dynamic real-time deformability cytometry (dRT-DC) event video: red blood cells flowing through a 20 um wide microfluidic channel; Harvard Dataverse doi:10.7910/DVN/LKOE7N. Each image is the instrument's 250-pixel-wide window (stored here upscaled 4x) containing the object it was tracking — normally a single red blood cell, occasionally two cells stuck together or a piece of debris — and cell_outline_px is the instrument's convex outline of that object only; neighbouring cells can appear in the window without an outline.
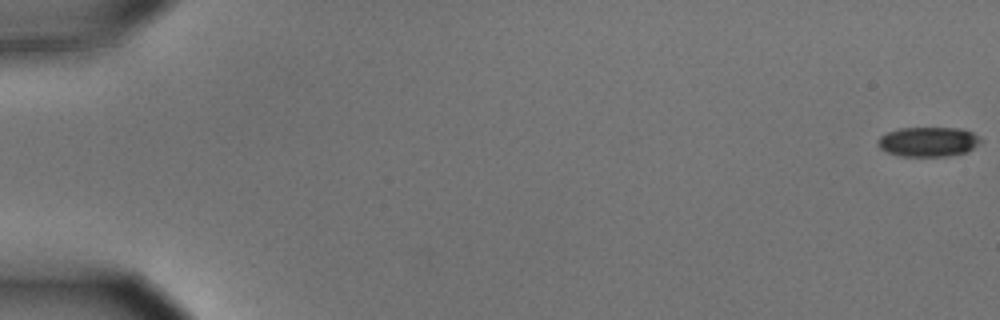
{"species": "common noctule bat (a hibernating species)", "species_latin": "Nyctalus noctula", "temperature_condition": "cold", "stored_images_in_passage": 57, "camera_frame_rate_fps": 3000, "um_per_image_px": 0.085, "animal": {"sex": "male", "body_mass_g": 15.6}, "frame": {"image": 1, "passage_image": 1, "time_ms": 0.0, "image_size_px": [1000, 320], "cell_outline_px": [[980, 140], [968, 152], [948, 156], [900, 156], [888, 152], [880, 148], [876, 144], [876, 140], [880, 136], [888, 132], [900, 128], [960, 128], [972, 132], [980, 136]], "centroid_in_image_um": [78.87, 12.05], "position_along_channel_um": 6.1, "area_um2": 17.74}}
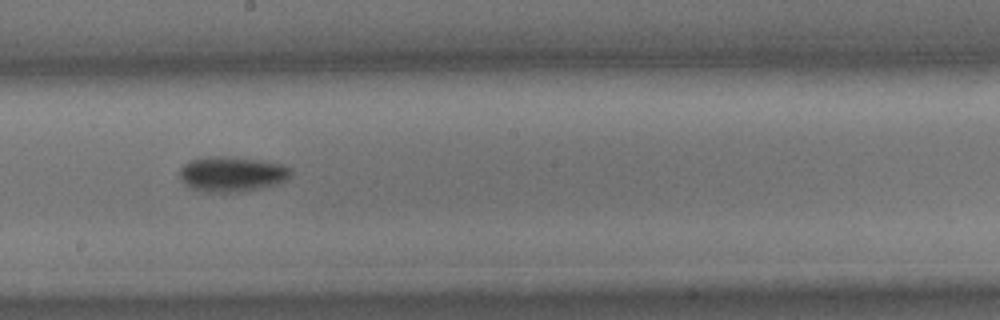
{"frame": {"image": 2, "passage_image": 33, "time_ms": 10.667, "image_size_px": [1000, 320], "cell_outline_px": [[292, 172], [284, 180], [276, 184], [244, 192], [208, 192], [192, 188], [184, 184], [180, 176], [180, 168], [188, 160], [208, 156], [224, 156], [264, 160], [284, 164], [292, 168]], "centroid_in_image_um": [19.72, 14.78], "position_along_channel_um": 228.5, "area_um2": 23.0}}
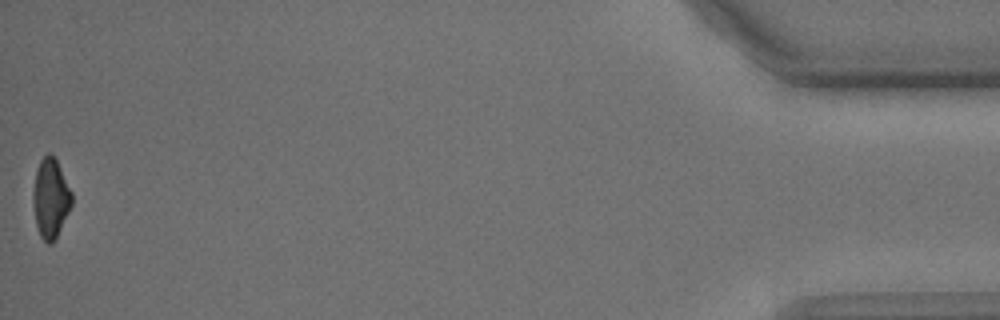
{"frame": {"image": 3, "passage_image": 57, "time_ms": 18.667, "image_size_px": [1000, 320], "cell_outline_px": [[72, 204], [52, 244], [48, 244], [40, 236], [36, 224], [32, 204], [32, 192], [36, 172], [40, 160], [48, 152], [52, 152], [72, 192]], "centroid_in_image_um": [4.28, 16.83], "position_along_channel_um": 430.9, "area_um2": 17.8}, "authors_computed_cell_mechanics": {"area_um2": 19.8832, "velocity_mm_per_s": 3.6244, "shape_relaxation_time_tau1_ms": 2.4589, "shape_relaxation_time_tau2_ms": null, "deformation_change_tau1": 0.0972, "deformation_change_tau2": null}}